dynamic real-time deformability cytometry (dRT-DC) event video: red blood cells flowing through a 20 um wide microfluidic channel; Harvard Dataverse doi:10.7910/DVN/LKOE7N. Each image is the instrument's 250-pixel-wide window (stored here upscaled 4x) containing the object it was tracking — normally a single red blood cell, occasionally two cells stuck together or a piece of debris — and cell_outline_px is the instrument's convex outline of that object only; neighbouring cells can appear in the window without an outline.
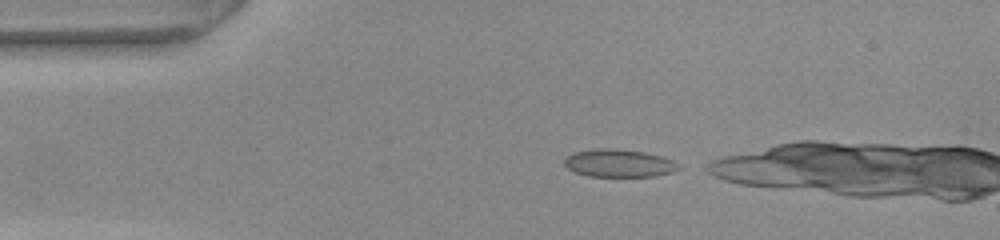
{"species": "common noctule bat (a hibernating species)", "species_latin": "Nyctalus noctula", "temperature_condition": "warm", "stored_images_in_passage": 6, "camera_frame_rate_fps": 3000, "um_per_image_px": 0.085, "animal": {"sex": "female", "body_mass_g": 22.0, "forearm_length_mm": 56.7}, "frame": {"image": 1, "passage_image": 1, "time_ms": 0.0, "image_size_px": [1000, 240], "cell_outline_px": [[680, 168], [672, 172], [652, 176], [588, 176], [576, 172], [568, 168], [564, 164], [564, 160], [572, 152], [600, 148], [616, 148], [644, 152], [664, 156], [680, 164]], "centroid_in_image_um": [52.63, 13.86], "position_along_channel_um": 32.4, "area_um2": 18.5}}